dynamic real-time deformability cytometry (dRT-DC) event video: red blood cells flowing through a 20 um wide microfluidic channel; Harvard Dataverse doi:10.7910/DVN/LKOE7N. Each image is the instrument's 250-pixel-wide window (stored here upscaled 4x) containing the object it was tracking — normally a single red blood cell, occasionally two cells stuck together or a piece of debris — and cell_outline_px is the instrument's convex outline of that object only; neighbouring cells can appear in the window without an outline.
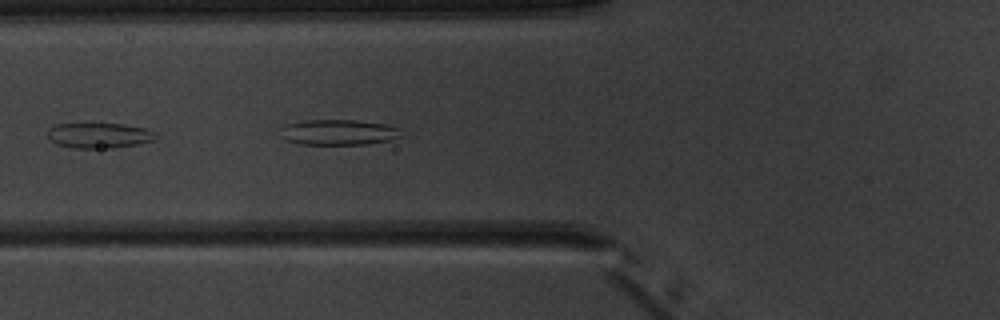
{"species": "common noctule bat (a hibernating species)", "species_latin": "Nyctalus noctula", "temperature_condition": "warm", "stored_images_in_passage": 5, "camera_frame_rate_fps": 3000, "um_per_image_px": 0.085, "animal": {"sex": "male", "body_mass_g": 20.1, "forearm_length_mm": 53.5}, "frame": {"image": 1, "passage_image": 5, "time_ms": 5.667, "image_size_px": [1000, 320], "cell_outline_px": [[404, 136], [392, 140], [364, 144], [300, 144], [284, 140], [280, 136], [284, 124], [304, 120], [360, 120], [384, 124], [400, 128]], "centroid_in_image_um": [28.79, 11.24], "position_along_channel_um": 97.0, "area_um2": 18.21}}